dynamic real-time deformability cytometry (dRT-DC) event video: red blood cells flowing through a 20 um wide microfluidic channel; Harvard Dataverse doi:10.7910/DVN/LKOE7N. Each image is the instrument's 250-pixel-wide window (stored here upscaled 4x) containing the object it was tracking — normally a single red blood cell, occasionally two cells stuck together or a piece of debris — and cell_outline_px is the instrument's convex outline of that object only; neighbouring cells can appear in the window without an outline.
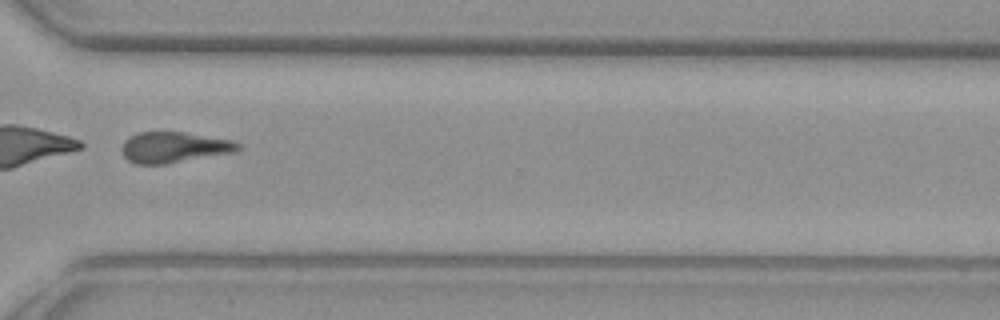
{"species": "common noctule bat (a hibernating species)", "species_latin": "Nyctalus noctula", "temperature_condition": "warm", "stored_images_in_passage": 33, "camera_frame_rate_fps": 3000, "um_per_image_px": 0.085, "animal": {"sex": "female", "body_mass_g": 29.2, "forearm_length_mm": 56.3}, "frame": {"image": 1, "passage_image": 24, "time_ms": 7.667, "image_size_px": [1000, 320], "cell_outline_px": [[244, 148], [236, 152], [164, 164], [136, 164], [128, 160], [124, 156], [120, 148], [124, 140], [128, 136], [136, 132], [184, 132], [232, 140], [240, 144]], "centroid_in_image_um": [14.78, 12.51], "position_along_channel_um": 355.8, "area_um2": 21.1}}